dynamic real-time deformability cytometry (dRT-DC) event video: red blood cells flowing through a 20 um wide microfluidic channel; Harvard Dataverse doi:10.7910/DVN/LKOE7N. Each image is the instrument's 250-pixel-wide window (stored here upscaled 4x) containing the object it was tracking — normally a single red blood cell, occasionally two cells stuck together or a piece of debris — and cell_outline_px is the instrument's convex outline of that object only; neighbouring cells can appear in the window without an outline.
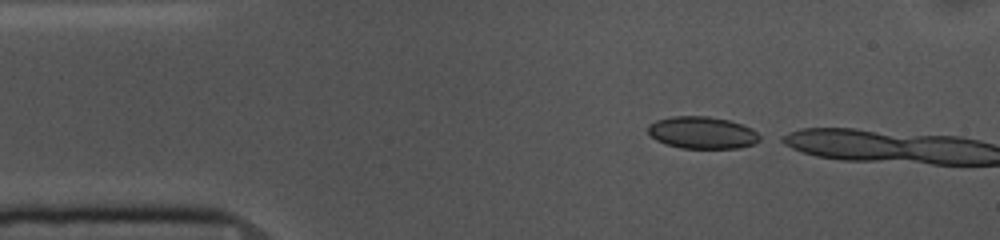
{"species": "common noctule bat (a hibernating species)", "species_latin": "Nyctalus noctula", "temperature_condition": "cold", "stored_images_in_passage": 6, "camera_frame_rate_fps": 3000, "um_per_image_px": 0.085, "animal": {"sex": "female", "body_mass_g": 10.0, "forearm_length_mm": 53.1}, "frame": {"image": 1, "passage_image": 1, "time_ms": 0.0, "image_size_px": [1000, 240], "cell_outline_px": [[764, 136], [760, 140], [752, 144], [740, 148], [680, 148], [656, 140], [648, 132], [648, 124], [656, 120], [672, 116], [708, 116], [728, 120], [744, 124], [752, 128]], "centroid_in_image_um": [59.74, 11.27], "position_along_channel_um": 25.3, "area_um2": 21.1}}